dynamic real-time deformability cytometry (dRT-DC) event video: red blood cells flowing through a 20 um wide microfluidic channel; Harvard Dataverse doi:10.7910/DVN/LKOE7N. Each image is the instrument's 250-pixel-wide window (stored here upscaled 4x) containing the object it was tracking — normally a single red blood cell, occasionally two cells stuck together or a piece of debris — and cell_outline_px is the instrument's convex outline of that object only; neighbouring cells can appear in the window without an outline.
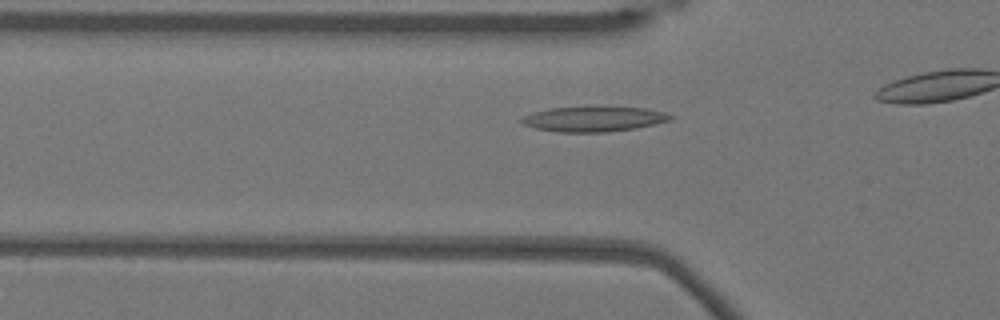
{"species": "Egyptian fruit bat (a non-hibernating species)", "species_latin": "Rousettus aegyptiacus", "temperature_condition": "warm", "stored_images_in_passage": 12, "camera_frame_rate_fps": 3000, "um_per_image_px": 0.085, "animal": {"sex": "female"}, "frame": {"image": 1, "passage_image": 7, "time_ms": 2.0, "image_size_px": [1000, 320], "cell_outline_px": [[672, 120], [636, 128], [608, 132], [556, 132], [536, 128], [524, 124], [520, 120], [524, 116], [532, 112], [548, 108], [644, 108], [664, 112], [672, 116]], "centroid_in_image_um": [50.45, 10.14], "position_along_channel_um": 75.3, "area_um2": 21.27}}
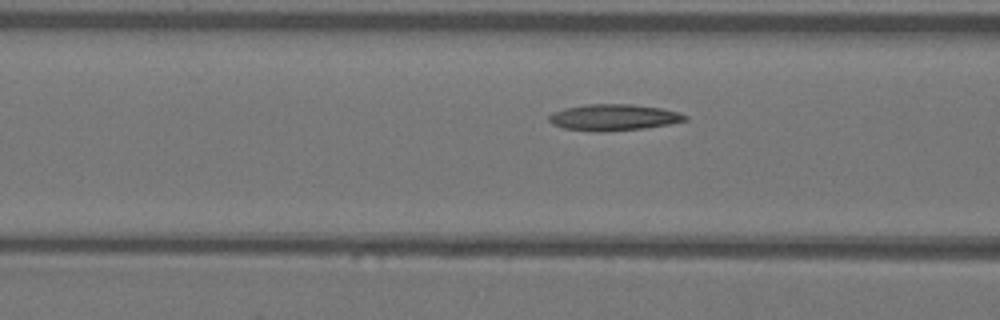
{"frame": {"image": 2, "passage_image": 10, "time_ms": 3.0, "image_size_px": [1000, 320], "cell_outline_px": [[688, 120], [668, 124], [644, 128], [604, 132], [600, 132], [564, 128], [552, 124], [548, 120], [548, 116], [552, 112], [564, 108], [588, 104], [632, 104], [660, 108], [676, 112], [688, 116]], "centroid_in_image_um": [52.12, 9.98], "position_along_channel_um": 114.5, "area_um2": 20.81}}